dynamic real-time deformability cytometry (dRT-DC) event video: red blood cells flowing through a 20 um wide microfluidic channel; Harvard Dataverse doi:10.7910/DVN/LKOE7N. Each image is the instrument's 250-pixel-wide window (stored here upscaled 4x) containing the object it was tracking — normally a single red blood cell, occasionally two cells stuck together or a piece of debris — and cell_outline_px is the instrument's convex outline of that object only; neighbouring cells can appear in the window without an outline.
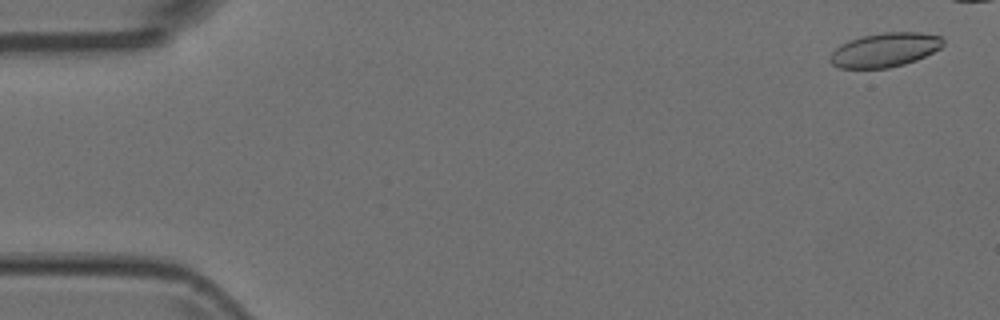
{"species": "Egyptian fruit bat (a non-hibernating species)", "species_latin": "Rousettus aegyptiacus", "temperature_condition": "room temperature", "stored_images_in_passage": 6, "camera_frame_rate_fps": 3000, "um_per_image_px": 0.085, "animal": {"sex": "female"}, "frame": {"image": 1, "passage_image": 1, "time_ms": 0.0, "image_size_px": [1000, 320], "cell_outline_px": [[944, 44], [940, 48], [916, 60], [904, 64], [888, 68], [840, 68], [832, 64], [828, 60], [828, 56], [840, 44], [848, 40], [860, 36], [884, 32], [920, 32], [940, 36], [944, 40]], "centroid_in_image_um": [75.18, 4.23], "position_along_channel_um": 9.8, "area_um2": 22.6}}
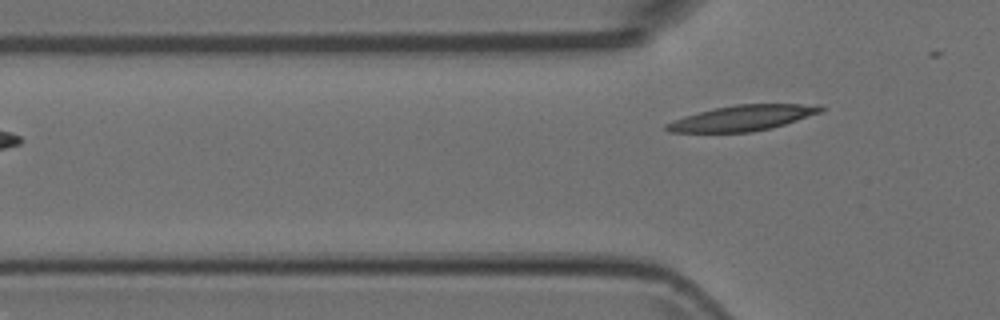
{"frame": {"image": 2, "passage_image": 6, "time_ms": 1.667, "image_size_px": [1000, 320], "cell_outline_px": [[824, 108], [820, 112], [772, 128], [752, 132], [668, 132], [664, 128], [664, 124], [684, 116], [716, 108], [736, 104], [820, 104]], "centroid_in_image_um": [63.1, 10.03], "position_along_channel_um": 62.7, "area_um2": 22.72}}